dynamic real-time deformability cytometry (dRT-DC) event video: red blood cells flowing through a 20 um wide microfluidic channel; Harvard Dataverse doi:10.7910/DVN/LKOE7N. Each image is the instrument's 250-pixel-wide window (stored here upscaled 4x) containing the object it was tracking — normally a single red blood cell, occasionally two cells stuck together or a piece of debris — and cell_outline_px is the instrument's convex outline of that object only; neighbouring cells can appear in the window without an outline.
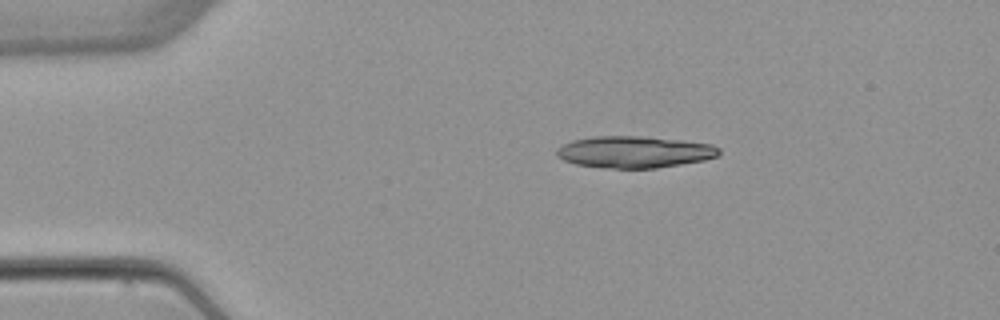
{"species": "common noctule bat (a hibernating species)", "species_latin": "Nyctalus noctula", "temperature_condition": "warm", "stored_images_in_passage": 4, "camera_frame_rate_fps": 3000, "um_per_image_px": 0.085, "animal": {"sex": "female", "body_mass_g": 22.7, "forearm_length_mm": 54.2}, "frame": {"image": 1, "passage_image": 1, "time_ms": 0.0, "image_size_px": [1000, 320], "cell_outline_px": [[720, 156], [704, 160], [656, 168], [612, 168], [576, 164], [564, 160], [556, 156], [556, 148], [572, 140], [596, 136], [640, 136], [680, 140], [712, 144], [720, 148]], "centroid_in_image_um": [53.94, 12.91], "position_along_channel_um": 31.1, "area_um2": 29.94}}
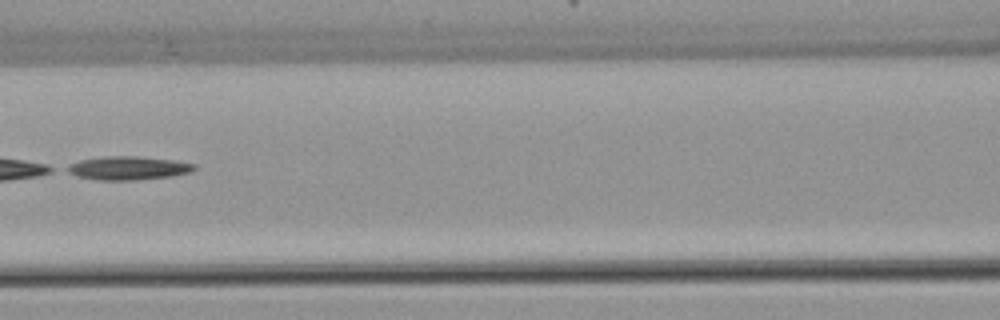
{"frame": {"image": 2, "passage_image": 4, "time_ms": 4.667, "image_size_px": [1000, 320], "cell_outline_px": [[196, 168], [192, 172], [172, 176], [136, 180], [100, 180], [76, 176], [68, 172], [64, 168], [80, 160], [104, 156], [136, 156], [172, 160], [196, 164]], "centroid_in_image_um": [10.91, 14.29], "position_along_channel_um": 155.7, "area_um2": 17.4}}